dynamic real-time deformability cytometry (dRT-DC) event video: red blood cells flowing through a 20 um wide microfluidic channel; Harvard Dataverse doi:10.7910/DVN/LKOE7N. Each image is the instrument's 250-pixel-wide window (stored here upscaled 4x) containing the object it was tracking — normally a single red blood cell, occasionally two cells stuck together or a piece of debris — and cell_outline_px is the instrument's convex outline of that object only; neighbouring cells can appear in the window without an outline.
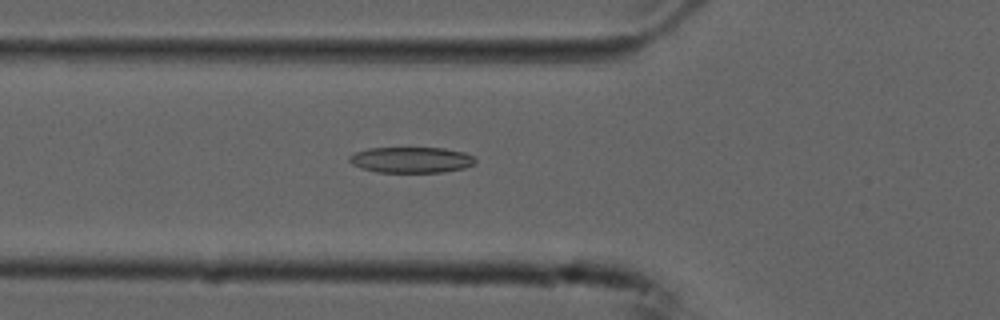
{"species": "common noctule bat (a hibernating species)", "species_latin": "Nyctalus noctula", "temperature_condition": "cold", "stored_images_in_passage": 38, "camera_frame_rate_fps": 3000, "um_per_image_px": 0.085, "animal": {"sex": "male", "forearm_length_mm": 52.5}, "frame": {"image": 1, "passage_image": 4, "time_ms": 1.0, "image_size_px": [1000, 320], "cell_outline_px": [[476, 160], [472, 164], [464, 168], [444, 172], [376, 172], [360, 168], [352, 164], [348, 160], [348, 156], [356, 152], [368, 148], [444, 148], [464, 152], [472, 156]], "centroid_in_image_um": [34.92, 13.59], "position_along_channel_um": 90.9, "area_um2": 18.96}}
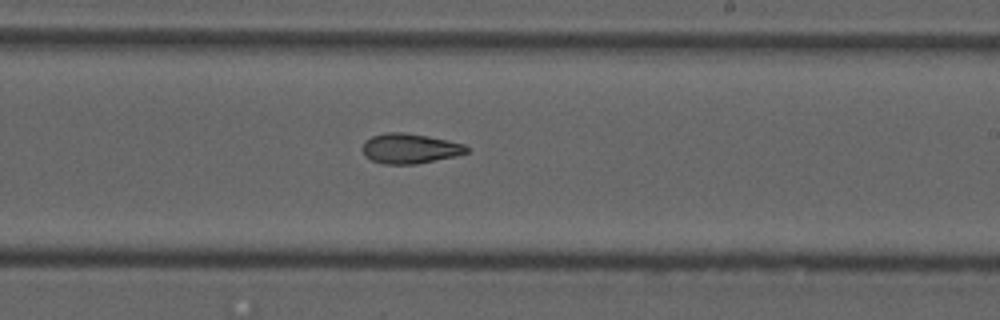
{"frame": {"image": 2, "passage_image": 17, "time_ms": 5.333, "image_size_px": [1000, 320], "cell_outline_px": [[468, 152], [456, 156], [416, 164], [384, 164], [372, 160], [364, 156], [364, 140], [372, 136], [384, 132], [404, 132], [428, 136], [448, 140], [464, 144], [468, 148]], "centroid_in_image_um": [34.84, 12.62], "position_along_channel_um": 254.2, "area_um2": 18.21}}
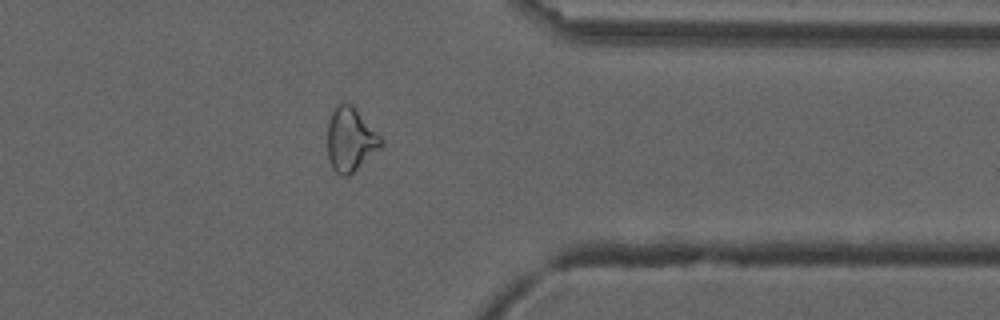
{"frame": {"image": 3, "passage_image": 28, "time_ms": 9.0, "image_size_px": [1000, 320], "cell_outline_px": [[384, 144], [380, 148], [348, 176], [340, 176], [332, 168], [328, 156], [328, 124], [332, 112], [340, 104], [352, 104], [384, 140]], "centroid_in_image_um": [29.8, 11.88], "position_along_channel_um": 381.6, "area_um2": 19.59}, "authors_computed_cell_mechanics": {"area_um2": 19.1029, "velocity_mm_per_s": 3.7606, "shape_relaxation_time_tau1_ms": null, "shape_relaxation_time_tau2_ms": 4.2996, "deformation_change_tau1": null, "deformation_change_tau2": 0.1297}}